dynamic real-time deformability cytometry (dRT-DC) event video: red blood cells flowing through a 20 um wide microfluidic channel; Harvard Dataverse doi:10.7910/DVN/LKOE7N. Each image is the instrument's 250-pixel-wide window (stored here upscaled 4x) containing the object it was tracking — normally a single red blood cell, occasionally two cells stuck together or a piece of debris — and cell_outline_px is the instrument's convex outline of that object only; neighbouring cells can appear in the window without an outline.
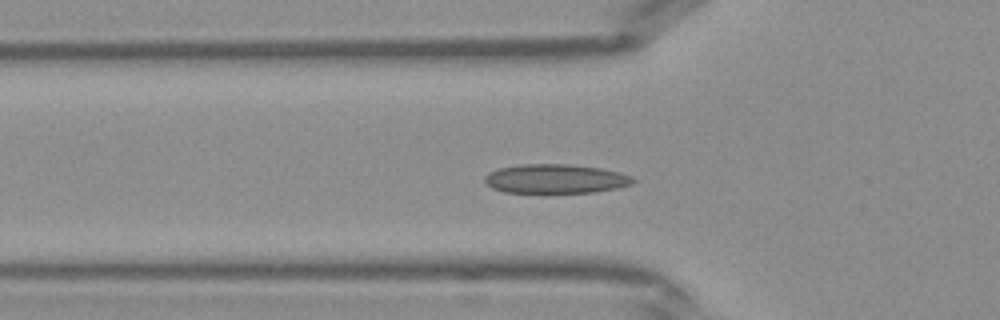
{"species": "Egyptian fruit bat (a non-hibernating species)", "species_latin": "Rousettus aegyptiacus", "temperature_condition": "warm", "stored_images_in_passage": 41, "camera_frame_rate_fps": 3000, "um_per_image_px": 0.085, "frame": {"image": 1, "passage_image": 13, "time_ms": 4.0, "image_size_px": [1000, 320], "cell_outline_px": [[636, 180], [632, 184], [616, 188], [592, 192], [504, 192], [492, 188], [484, 180], [484, 176], [488, 172], [500, 168], [524, 164], [568, 164], [600, 168], [620, 172], [632, 176]], "centroid_in_image_um": [47.23, 15.19], "position_along_channel_um": 78.6, "area_um2": 25.03}}
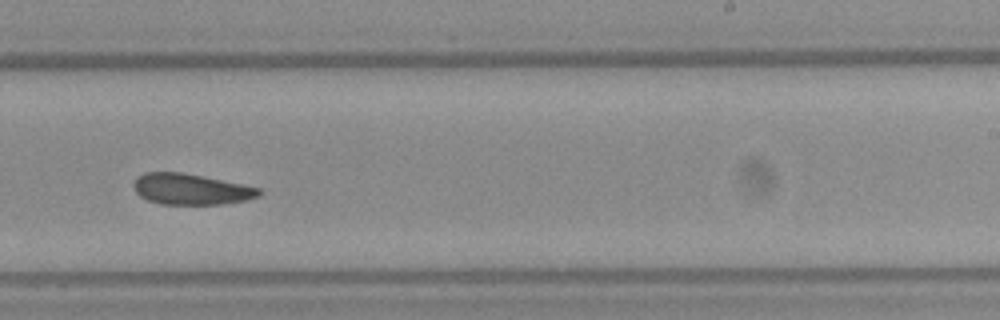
{"frame": {"image": 2, "passage_image": 25, "time_ms": 8.0, "image_size_px": [1000, 320], "cell_outline_px": [[260, 196], [248, 200], [220, 204], [160, 204], [148, 200], [140, 196], [136, 192], [132, 184], [136, 176], [144, 172], [180, 172], [244, 184], [260, 188]], "centroid_in_image_um": [16.21, 16.08], "position_along_channel_um": 272.8, "area_um2": 22.66}}
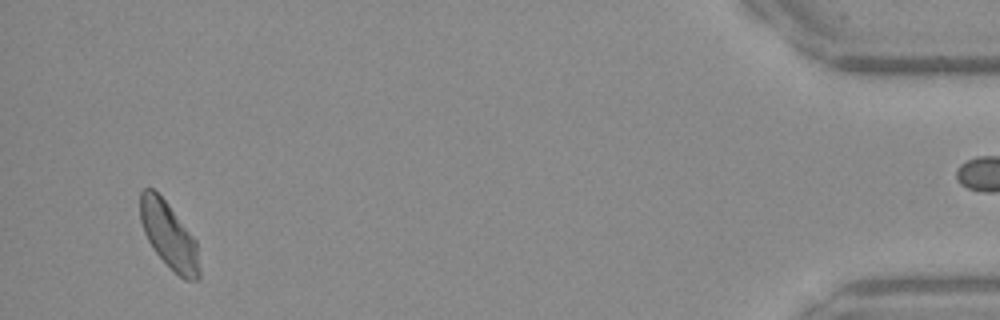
{"frame": {"image": 3, "passage_image": 39, "time_ms": 12.667, "image_size_px": [1000, 320], "cell_outline_px": [[200, 280], [184, 280], [152, 248], [144, 232], [140, 220], [140, 192], [144, 188], [152, 188], [168, 204], [196, 240], [200, 272]], "centroid_in_image_um": [14.36, 20.01], "position_along_channel_um": 420.8, "area_um2": 22.48}}